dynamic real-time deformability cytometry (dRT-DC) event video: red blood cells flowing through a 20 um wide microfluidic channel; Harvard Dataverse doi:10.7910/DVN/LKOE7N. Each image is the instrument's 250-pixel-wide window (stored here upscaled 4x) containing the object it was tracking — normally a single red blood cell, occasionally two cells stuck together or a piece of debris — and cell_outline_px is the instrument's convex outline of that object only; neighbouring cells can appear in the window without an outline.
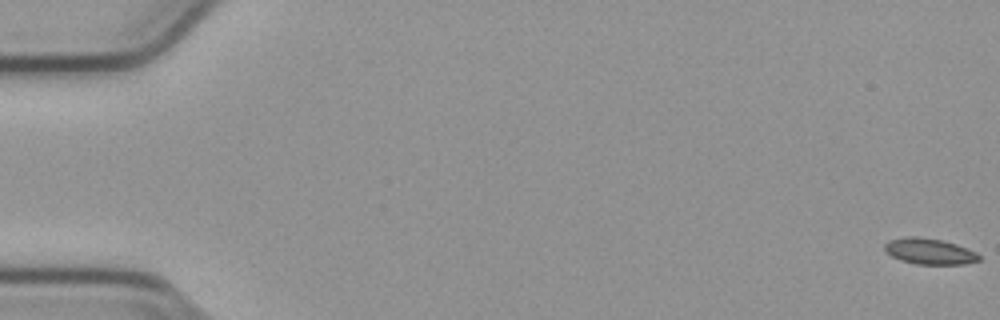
{"species": "common noctule bat (a hibernating species)", "species_latin": "Nyctalus noctula", "temperature_condition": "cold", "stored_images_in_passage": 56, "camera_frame_rate_fps": 3000, "um_per_image_px": 0.085, "animal": {"sex": "male", "body_mass_g": 23.1, "forearm_length_mm": 52.7}, "frame": {"image": 1, "passage_image": 1, "time_ms": 0.0, "image_size_px": [1000, 320], "cell_outline_px": [[980, 260], [964, 264], [916, 264], [900, 260], [892, 256], [884, 248], [884, 244], [888, 240], [904, 236], [920, 236], [940, 240], [956, 244], [968, 248], [976, 252], [980, 256]], "centroid_in_image_um": [78.99, 21.35], "position_along_channel_um": 6.0, "area_um2": 14.33}}
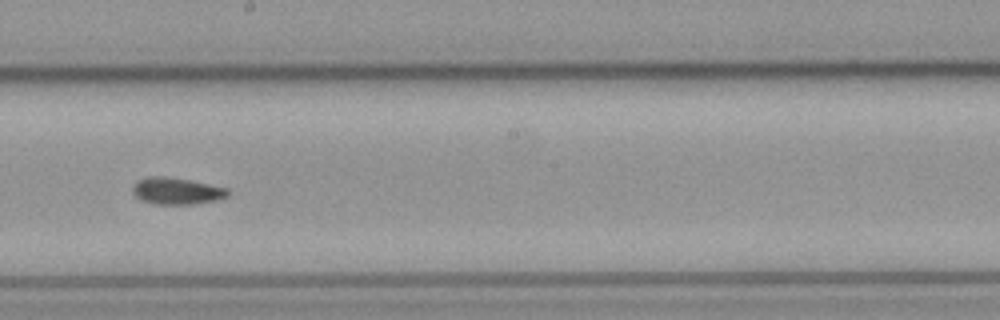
{"frame": {"image": 2, "passage_image": 32, "time_ms": 10.333, "image_size_px": [1000, 320], "cell_outline_px": [[232, 192], [228, 196], [220, 200], [192, 204], [152, 204], [140, 200], [132, 192], [132, 184], [136, 180], [148, 176], [168, 176], [192, 180], [228, 188]], "centroid_in_image_um": [15.02, 16.22], "position_along_channel_um": 233.2, "area_um2": 15.37}}
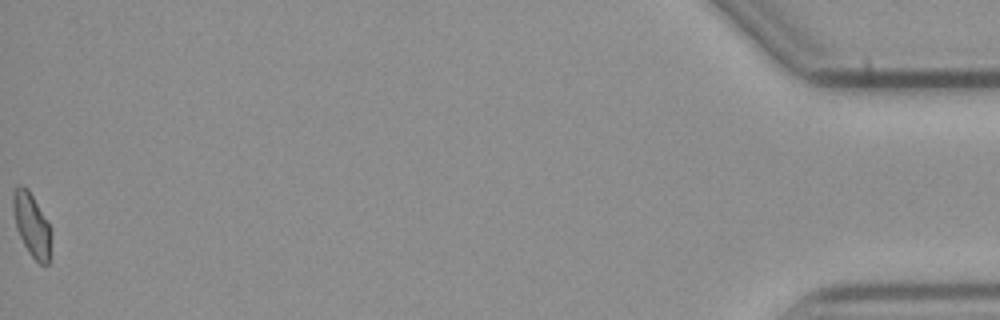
{"frame": {"image": 3, "passage_image": 56, "time_ms": 18.333, "image_size_px": [1000, 320], "cell_outline_px": [[48, 264], [40, 264], [28, 252], [16, 228], [12, 208], [12, 192], [20, 184], [28, 188], [48, 220]], "centroid_in_image_um": [2.63, 19.02], "position_along_channel_um": 432.6, "area_um2": 13.64}}